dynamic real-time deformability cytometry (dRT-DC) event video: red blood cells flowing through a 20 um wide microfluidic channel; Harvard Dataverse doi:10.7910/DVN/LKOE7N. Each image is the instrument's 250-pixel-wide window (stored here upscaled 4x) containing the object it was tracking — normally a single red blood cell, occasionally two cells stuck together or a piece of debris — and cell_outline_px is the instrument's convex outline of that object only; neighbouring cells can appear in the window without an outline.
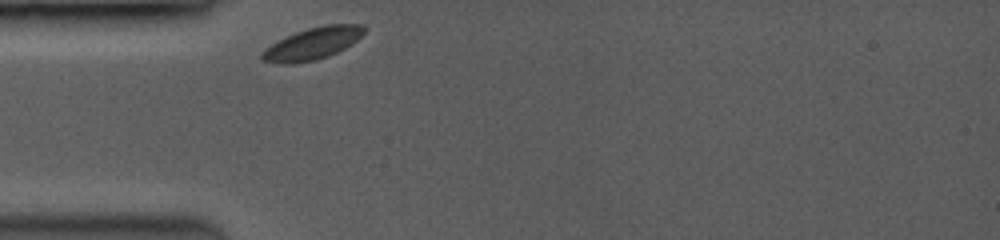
{"species": "common noctule bat (a hibernating species)", "species_latin": "Nyctalus noctula", "temperature_condition": "room temperature", "stored_images_in_passage": 17, "camera_frame_rate_fps": 3500, "um_per_image_px": 0.085, "animal": {"sex": "female", "body_mass_g": 19.0, "forearm_length_mm": 53.3}, "frame": {"image": 1, "passage_image": 1, "time_ms": 0.0, "image_size_px": [1000, 240], "cell_outline_px": [[368, 28], [352, 44], [328, 56], [316, 60], [292, 64], [280, 64], [260, 60], [260, 52], [264, 48], [276, 40], [296, 32], [308, 28], [324, 24], [364, 24]], "centroid_in_image_um": [26.53, 3.7], "position_along_channel_um": 58.5, "area_um2": 19.36}}
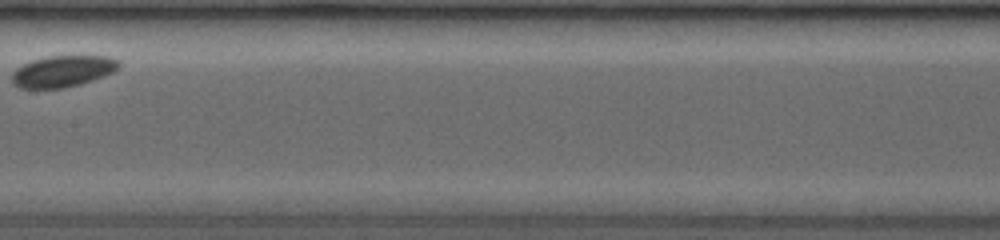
{"frame": {"image": 2, "passage_image": 8, "time_ms": 4.0, "image_size_px": [1000, 240], "cell_outline_px": [[120, 64], [112, 72], [104, 76], [80, 84], [60, 88], [20, 88], [12, 84], [12, 72], [16, 68], [32, 60], [48, 56], [108, 56], [120, 60]], "centroid_in_image_um": [5.31, 6.05], "position_along_channel_um": 202.1, "area_um2": 19.48}}
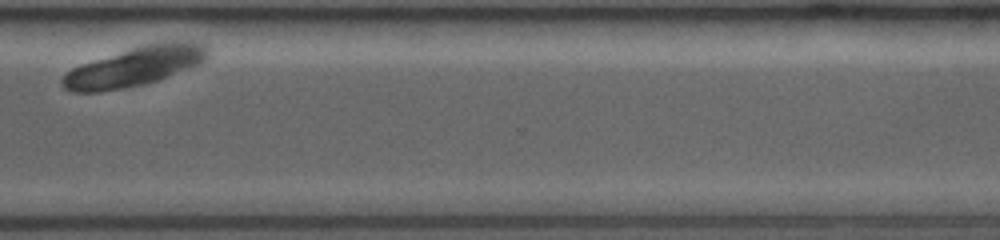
{"frame": {"image": 3, "passage_image": 15, "time_ms": 8.286, "image_size_px": [1000, 240], "cell_outline_px": [[212, 52], [204, 60], [196, 64], [156, 80], [140, 84], [120, 88], [96, 92], [72, 92], [64, 88], [60, 80], [72, 68], [140, 44], [160, 40], [192, 40], [208, 44]], "centroid_in_image_um": [11.53, 5.58], "position_along_channel_um": 359.1, "area_um2": 33.23}}